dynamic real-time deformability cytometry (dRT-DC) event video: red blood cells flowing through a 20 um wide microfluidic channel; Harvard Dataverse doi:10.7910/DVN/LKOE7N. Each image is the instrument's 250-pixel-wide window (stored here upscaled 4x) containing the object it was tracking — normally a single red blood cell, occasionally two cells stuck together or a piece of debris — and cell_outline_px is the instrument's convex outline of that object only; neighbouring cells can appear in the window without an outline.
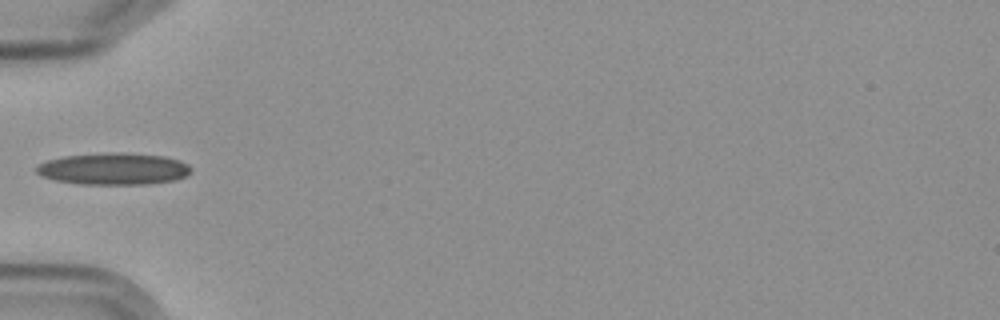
{"species": "Egyptian fruit bat (a non-hibernating species)", "species_latin": "Rousettus aegyptiacus", "temperature_condition": "cold", "stored_images_in_passage": 1, "camera_frame_rate_fps": 3000, "um_per_image_px": 0.085, "frame": {"image": 1, "passage_image": 1, "time_ms": 0.0, "image_size_px": [1000, 320], "cell_outline_px": [[192, 172], [176, 180], [148, 184], [80, 184], [56, 180], [44, 176], [36, 172], [36, 168], [40, 164], [48, 160], [64, 156], [164, 156], [180, 160], [188, 164], [192, 168]], "centroid_in_image_um": [9.71, 14.42], "position_along_channel_um": 75.3, "area_um2": 27.05}}